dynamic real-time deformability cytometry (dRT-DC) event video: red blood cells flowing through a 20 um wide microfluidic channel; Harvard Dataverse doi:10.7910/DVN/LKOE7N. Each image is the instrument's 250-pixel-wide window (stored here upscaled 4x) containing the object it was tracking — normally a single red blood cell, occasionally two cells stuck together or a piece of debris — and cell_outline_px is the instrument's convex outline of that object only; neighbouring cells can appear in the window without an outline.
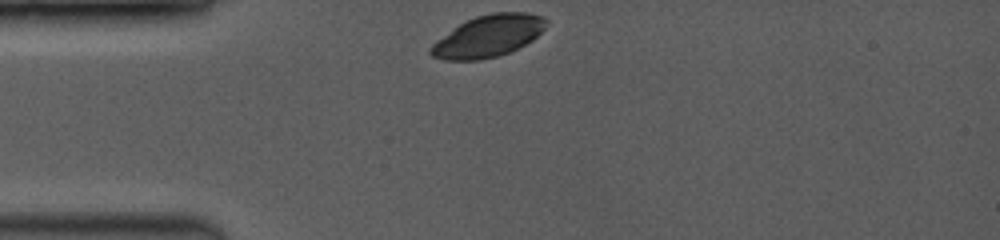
{"species": "common noctule bat (a hibernating species)", "species_latin": "Nyctalus noctula", "temperature_condition": "room temperature", "stored_images_in_passage": 7, "camera_frame_rate_fps": 3500, "um_per_image_px": 0.085, "animal": {"sex": "female", "body_mass_g": 19.0, "forearm_length_mm": 53.3}, "frame": {"image": 1, "passage_image": 1, "time_ms": 0.0, "image_size_px": [1000, 240], "cell_outline_px": [[548, 24], [532, 40], [508, 52], [496, 56], [476, 60], [444, 60], [432, 56], [428, 52], [428, 48], [436, 40], [460, 24], [476, 16], [492, 12], [528, 12], [544, 16], [548, 20]], "centroid_in_image_um": [41.5, 3.05], "position_along_channel_um": 43.5, "area_um2": 27.92}}
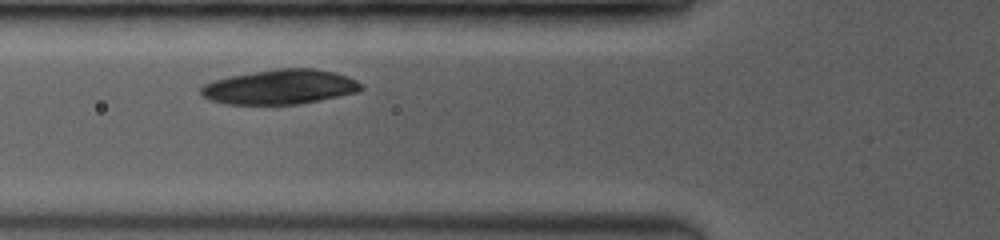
{"frame": {"image": 2, "passage_image": 4, "time_ms": 2.0, "image_size_px": [1000, 240], "cell_outline_px": [[364, 88], [360, 92], [300, 104], [224, 104], [208, 100], [200, 96], [200, 88], [204, 84], [216, 80], [232, 76], [276, 68], [312, 68], [332, 72], [356, 80]], "centroid_in_image_um": [23.78, 7.4], "position_along_channel_um": 102.0, "area_um2": 32.31}}